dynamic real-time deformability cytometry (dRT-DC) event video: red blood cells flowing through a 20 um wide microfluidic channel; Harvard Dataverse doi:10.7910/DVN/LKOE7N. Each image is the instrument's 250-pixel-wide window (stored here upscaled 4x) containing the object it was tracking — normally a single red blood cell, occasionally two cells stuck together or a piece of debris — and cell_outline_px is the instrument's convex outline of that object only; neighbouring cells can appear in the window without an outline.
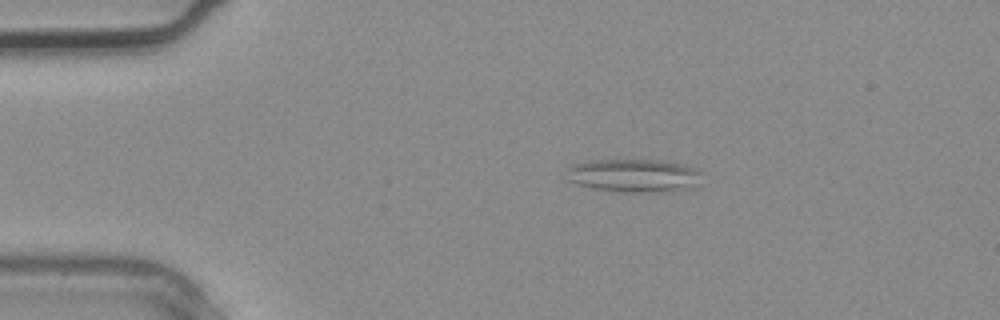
{"species": "common noctule bat (a hibernating species)", "species_latin": "Nyctalus noctula", "temperature_condition": "warm", "stored_images_in_passage": 3, "camera_frame_rate_fps": 3000, "um_per_image_px": 0.085, "animal": {"sex": "male", "body_mass_g": 20.4}, "frame": {"image": 1, "passage_image": 2, "time_ms": 0.333, "image_size_px": [1000, 320], "cell_outline_px": [[700, 172], [692, 184], [684, 188], [648, 192], [620, 192], [592, 188], [576, 184], [568, 180], [564, 168], [572, 164], [588, 160], [656, 160], [676, 164], [692, 168]], "centroid_in_image_um": [53.63, 14.91], "position_along_channel_um": 31.4, "area_um2": 25.43}}